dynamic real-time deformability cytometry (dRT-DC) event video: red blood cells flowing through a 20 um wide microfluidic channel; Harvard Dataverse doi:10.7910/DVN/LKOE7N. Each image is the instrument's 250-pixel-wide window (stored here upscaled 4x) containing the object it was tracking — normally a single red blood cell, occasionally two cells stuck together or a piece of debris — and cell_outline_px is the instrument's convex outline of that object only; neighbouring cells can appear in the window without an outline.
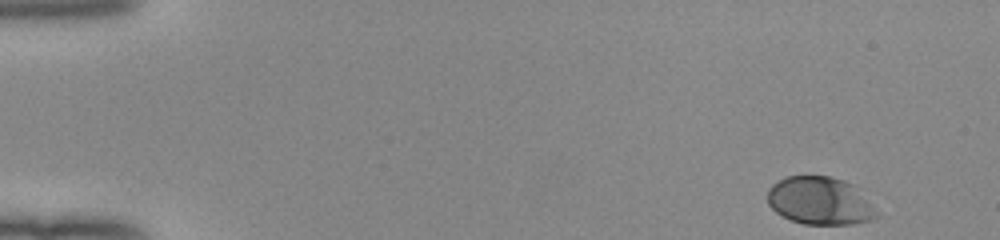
{"species": "human", "species_latin": "Homo sapiens", "temperature_condition": "room temperature", "stored_images_in_passage": 49, "camera_frame_rate_fps": 3000, "um_per_image_px": 0.085, "donor": {"sex": "female"}, "frame": {"image": 1, "passage_image": 1, "time_ms": 0.0, "image_size_px": [1000, 240], "cell_outline_px": [[880, 216], [872, 220], [852, 224], [804, 224], [792, 220], [776, 212], [768, 204], [768, 188], [772, 184], [784, 176], [828, 176], [844, 180], [860, 188]], "centroid_in_image_um": [69.72, 17.06], "position_along_channel_um": 15.3, "area_um2": 30.63}}
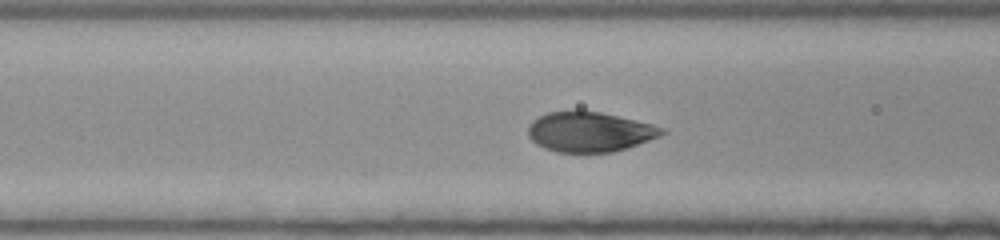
{"frame": {"image": 2, "passage_image": 19, "time_ms": 6.0, "image_size_px": [1000, 240], "cell_outline_px": [[668, 132], [660, 136], [628, 148], [612, 152], [556, 152], [544, 148], [536, 144], [528, 136], [528, 128], [532, 120], [548, 112], [576, 108], [580, 108], [600, 112], [652, 124], [664, 128]], "centroid_in_image_um": [50.1, 11.18], "position_along_channel_um": 116.5, "area_um2": 31.67}}
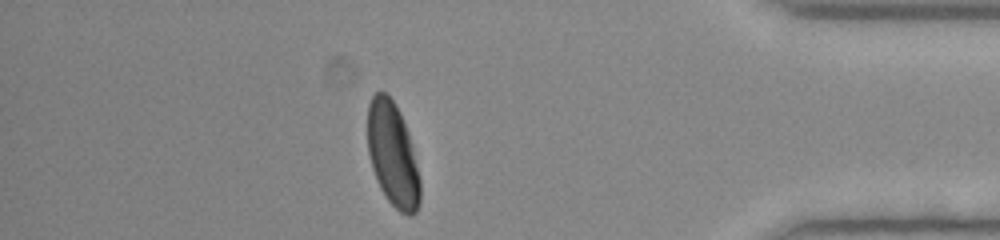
{"frame": {"image": 3, "passage_image": 43, "time_ms": 14.0, "image_size_px": [1000, 240], "cell_outline_px": [[420, 200], [416, 212], [412, 216], [408, 216], [400, 212], [388, 200], [380, 188], [376, 180], [372, 168], [368, 152], [368, 104], [372, 96], [376, 92], [384, 92], [392, 100], [400, 112], [408, 132], [412, 144], [420, 180]], "centroid_in_image_um": [33.38, 13.16], "position_along_channel_um": 401.8, "area_um2": 31.79}, "authors_computed_cell_mechanics": {"area_um2": 32.2524, "velocity_mm_per_s": 3.9789, "shape_relaxation_time_tau1_ms": 2.1595, "shape_relaxation_time_tau2_ms": null, "deformation_change_tau1": 0.1385, "deformation_change_tau2": null}}